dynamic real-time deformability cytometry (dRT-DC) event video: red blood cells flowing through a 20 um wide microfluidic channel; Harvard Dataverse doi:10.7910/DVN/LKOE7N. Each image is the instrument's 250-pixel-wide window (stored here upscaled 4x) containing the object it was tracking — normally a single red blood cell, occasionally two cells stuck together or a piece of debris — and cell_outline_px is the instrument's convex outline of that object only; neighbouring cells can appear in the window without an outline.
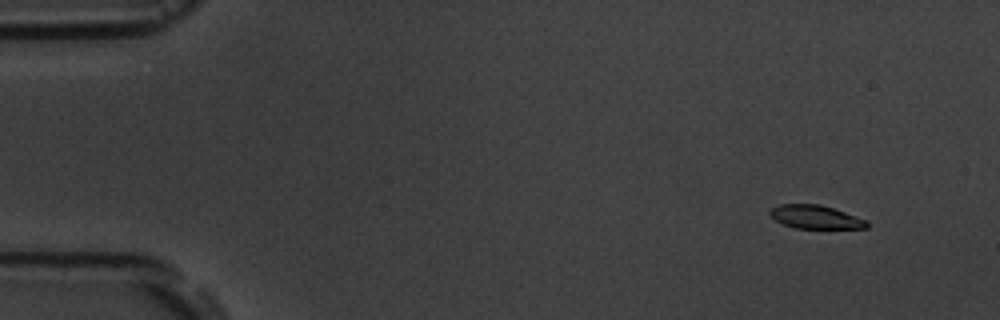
{"species": "common noctule bat (a hibernating species)", "species_latin": "Nyctalus noctula", "temperature_condition": "room temperature", "stored_images_in_passage": 6, "camera_frame_rate_fps": 3000, "um_per_image_px": 0.085, "animal": {"sex": "male", "body_mass_g": 19.5, "forearm_length_mm": 54.6}, "frame": {"image": 1, "passage_image": 2, "time_ms": 1.333, "image_size_px": [1000, 320], "cell_outline_px": [[868, 228], [796, 228], [784, 224], [776, 220], [768, 212], [772, 208], [780, 204], [820, 204], [868, 220]], "centroid_in_image_um": [69.33, 18.44], "position_along_channel_um": 15.7, "area_um2": 13.06}}
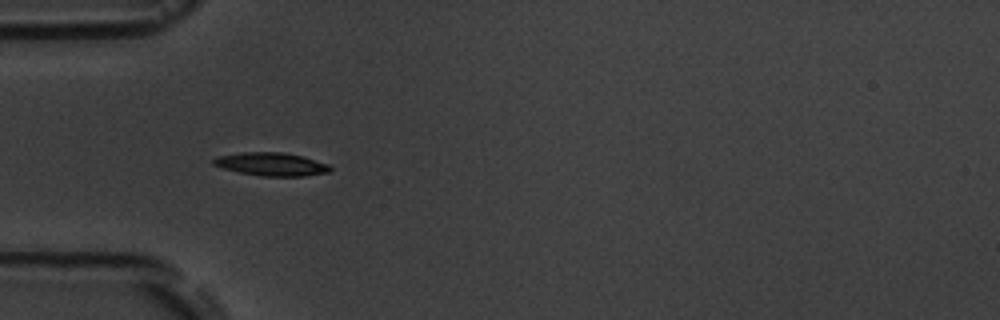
{"frame": {"image": 2, "passage_image": 5, "time_ms": 5.667, "image_size_px": [1000, 320], "cell_outline_px": [[332, 168], [328, 172], [304, 176], [260, 176], [240, 172], [224, 168], [212, 164], [212, 160], [216, 156], [240, 152], [284, 152], [304, 156], [328, 164]], "centroid_in_image_um": [23.06, 13.94], "position_along_channel_um": 61.9, "area_um2": 15.84}}
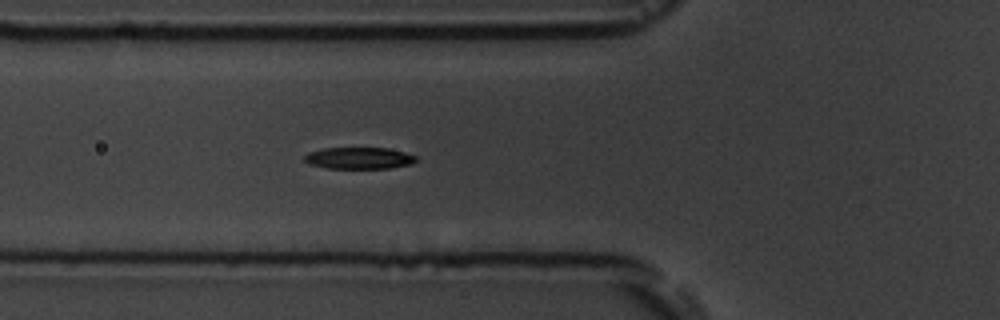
{"frame": {"image": 3, "passage_image": 6, "time_ms": 6.667, "image_size_px": [1000, 320], "cell_outline_px": [[416, 160], [412, 164], [392, 168], [324, 168], [308, 164], [304, 160], [304, 156], [308, 152], [324, 148], [388, 148], [404, 152], [416, 156]], "centroid_in_image_um": [30.5, 13.44], "position_along_channel_um": 95.3, "area_um2": 14.16}}